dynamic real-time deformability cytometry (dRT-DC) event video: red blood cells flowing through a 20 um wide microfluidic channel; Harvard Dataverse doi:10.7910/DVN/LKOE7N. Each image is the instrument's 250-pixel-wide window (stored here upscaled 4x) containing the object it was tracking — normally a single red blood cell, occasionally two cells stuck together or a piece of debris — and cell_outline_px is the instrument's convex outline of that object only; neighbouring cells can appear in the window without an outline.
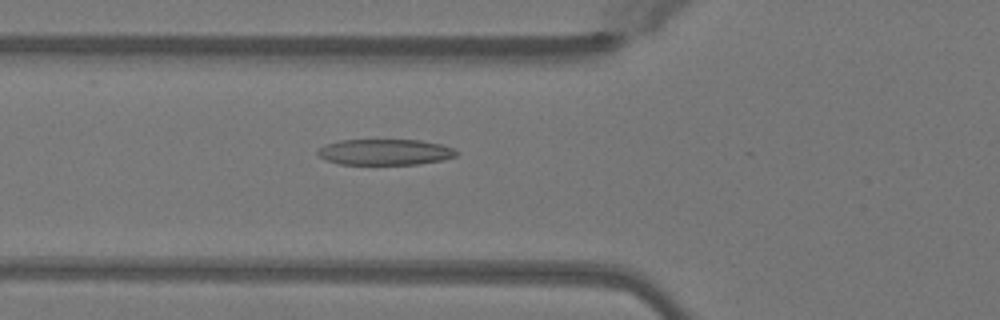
{"species": "Egyptian fruit bat (a non-hibernating species)", "species_latin": "Rousettus aegyptiacus", "temperature_condition": "warm", "stored_images_in_passage": 50, "camera_frame_rate_fps": 3000, "um_per_image_px": 0.085, "animal": {"sex": "female"}, "frame": {"image": 1, "passage_image": 18, "time_ms": 5.667, "image_size_px": [1000, 320], "cell_outline_px": [[460, 152], [456, 156], [444, 160], [420, 164], [340, 164], [328, 160], [320, 156], [316, 152], [320, 148], [328, 144], [340, 140], [420, 140], [440, 144], [456, 148]], "centroid_in_image_um": [32.82, 12.92], "position_along_channel_um": 93.0, "area_um2": 20.92}}
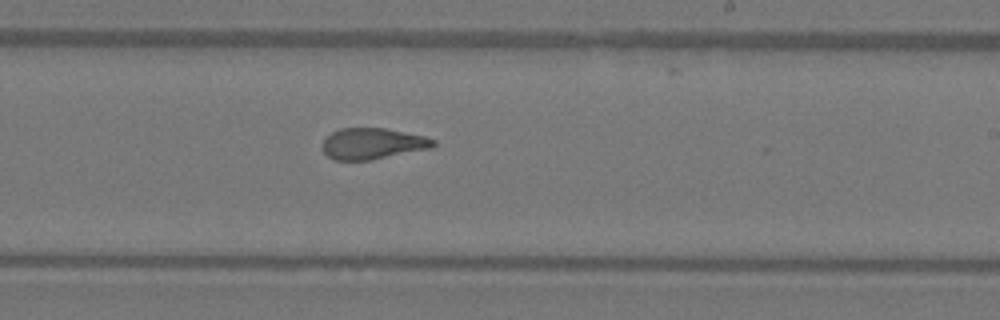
{"frame": {"image": 2, "passage_image": 30, "time_ms": 9.667, "image_size_px": [1000, 320], "cell_outline_px": [[436, 144], [432, 148], [368, 160], [332, 160], [324, 152], [324, 140], [332, 132], [340, 128], [384, 128], [424, 136], [436, 140]], "centroid_in_image_um": [31.68, 12.21], "position_along_channel_um": 257.3, "area_um2": 19.88}}
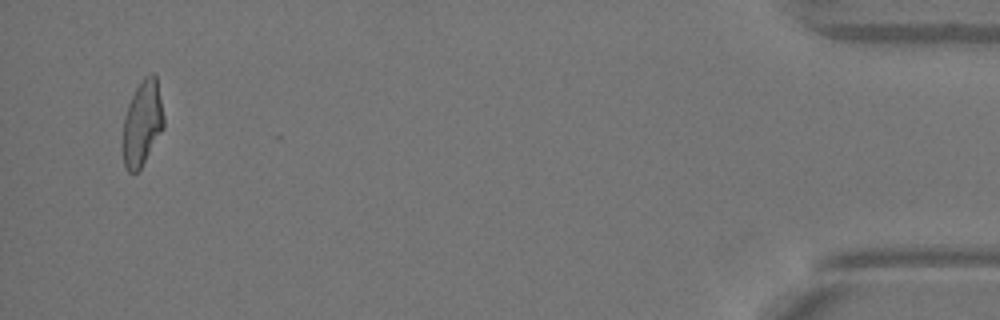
{"frame": {"image": 3, "passage_image": 48, "time_ms": 15.667, "image_size_px": [1000, 320], "cell_outline_px": [[164, 128], [140, 168], [136, 172], [128, 172], [124, 164], [124, 116], [128, 104], [136, 88], [144, 76], [152, 72], [156, 76], [164, 116]], "centroid_in_image_um": [12.11, 10.43], "position_along_channel_um": 423.1, "area_um2": 19.94}, "authors_computed_cell_mechanics": {"area_um2": 21.0103, "velocity_mm_per_s": 4.0819, "shape_relaxation_time_tau1_ms": 5.864, "shape_relaxation_time_tau2_ms": 1.3944, "deformation_change_tau1": 0.2399, "deformation_change_tau2": 0.1015}}